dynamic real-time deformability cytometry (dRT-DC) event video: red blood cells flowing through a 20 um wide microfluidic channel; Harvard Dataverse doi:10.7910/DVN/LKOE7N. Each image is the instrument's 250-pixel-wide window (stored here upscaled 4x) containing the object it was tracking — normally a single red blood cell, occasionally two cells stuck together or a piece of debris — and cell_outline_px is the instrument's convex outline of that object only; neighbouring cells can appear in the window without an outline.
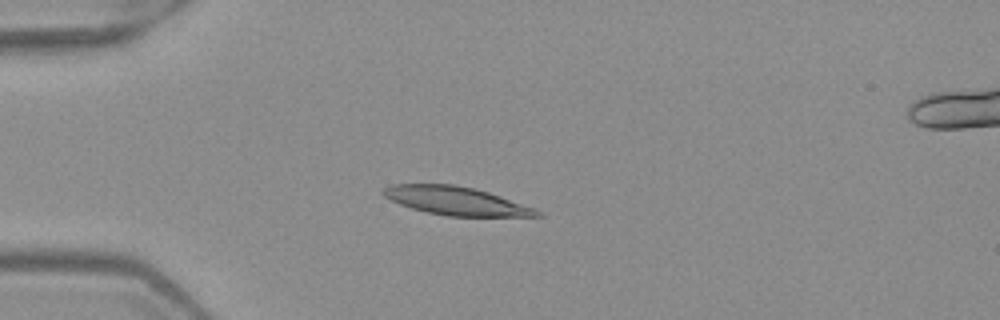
{"species": "Egyptian fruit bat (a non-hibernating species)", "species_latin": "Rousettus aegyptiacus", "temperature_condition": "warm", "stored_images_in_passage": 7, "camera_frame_rate_fps": 3000, "um_per_image_px": 0.085, "frame": {"image": 1, "passage_image": 4, "time_ms": 1.0, "image_size_px": [1000, 320], "cell_outline_px": [[544, 216], [448, 216], [428, 212], [412, 208], [400, 204], [384, 196], [380, 192], [384, 188], [392, 184], [452, 184], [476, 188], [536, 208], [544, 212]], "centroid_in_image_um": [38.8, 17.07], "position_along_channel_um": 46.2, "area_um2": 25.37}}
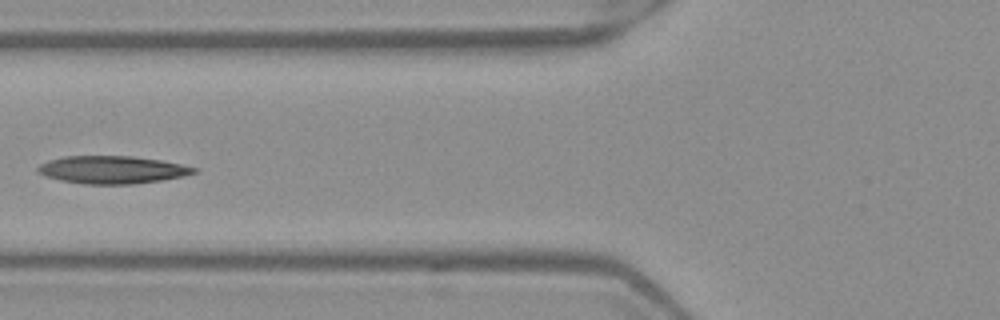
{"frame": {"image": 2, "passage_image": 6, "time_ms": 1.667, "image_size_px": [1000, 320], "cell_outline_px": [[200, 168], [196, 172], [184, 176], [160, 180], [132, 184], [84, 184], [60, 180], [44, 176], [36, 172], [36, 168], [40, 164], [48, 160], [64, 156], [132, 156], [160, 160]], "centroid_in_image_um": [9.5, 14.43], "position_along_channel_um": 116.3, "area_um2": 25.26}}
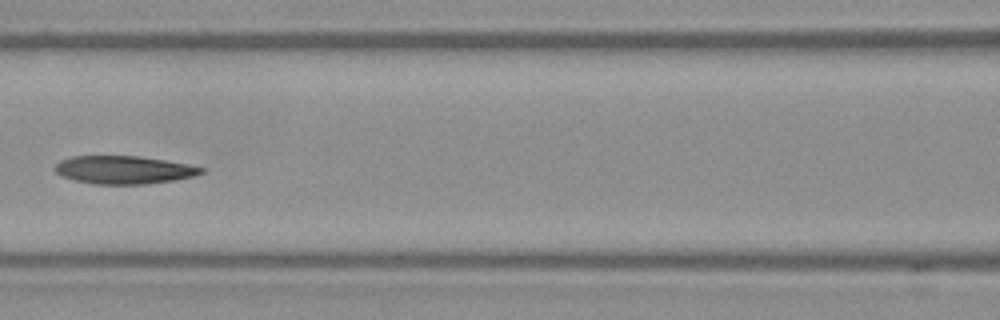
{"frame": {"image": 3, "passage_image": 7, "time_ms": 2.0, "image_size_px": [1000, 320], "cell_outline_px": [[204, 172], [196, 176], [176, 180], [148, 184], [92, 184], [60, 176], [52, 168], [60, 160], [72, 156], [140, 156], [188, 164], [204, 168]], "centroid_in_image_um": [10.52, 14.44], "position_along_channel_um": 156.1, "area_um2": 24.1}}